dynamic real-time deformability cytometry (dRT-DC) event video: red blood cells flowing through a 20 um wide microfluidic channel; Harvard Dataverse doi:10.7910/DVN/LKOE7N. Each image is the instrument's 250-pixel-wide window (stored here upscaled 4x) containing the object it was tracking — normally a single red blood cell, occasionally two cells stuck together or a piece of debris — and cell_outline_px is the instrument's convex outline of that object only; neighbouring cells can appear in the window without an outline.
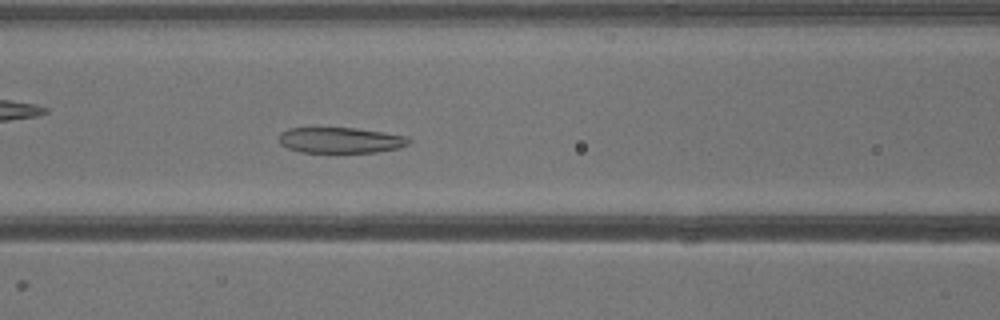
{"species": "common noctule bat (a hibernating species)", "species_latin": "Nyctalus noctula", "temperature_condition": "warm", "stored_images_in_passage": 40, "camera_frame_rate_fps": 3000, "um_per_image_px": 0.085, "animal": {"sex": "male", "body_mass_g": 13.3}, "frame": {"image": 1, "passage_image": 17, "time_ms": 5.333, "image_size_px": [1000, 320], "cell_outline_px": [[412, 140], [408, 144], [400, 148], [376, 152], [336, 156], [300, 152], [288, 148], [280, 144], [280, 132], [288, 128], [356, 128], [404, 136]], "centroid_in_image_um": [28.91, 11.98], "position_along_channel_um": 137.7, "area_um2": 20.4}}
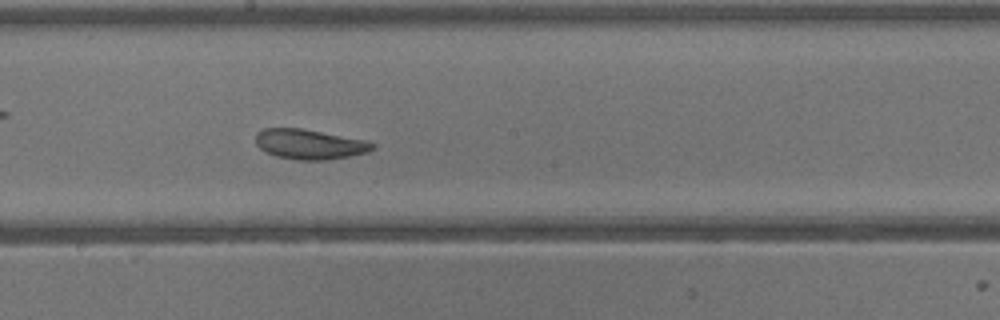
{"frame": {"image": 2, "passage_image": 22, "time_ms": 7.0, "image_size_px": [1000, 320], "cell_outline_px": [[376, 148], [368, 152], [348, 156], [324, 160], [296, 160], [276, 156], [264, 152], [256, 144], [256, 132], [264, 128], [300, 128], [364, 140], [376, 144]], "centroid_in_image_um": [26.28, 12.26], "position_along_channel_um": 221.9, "area_um2": 20.35}}
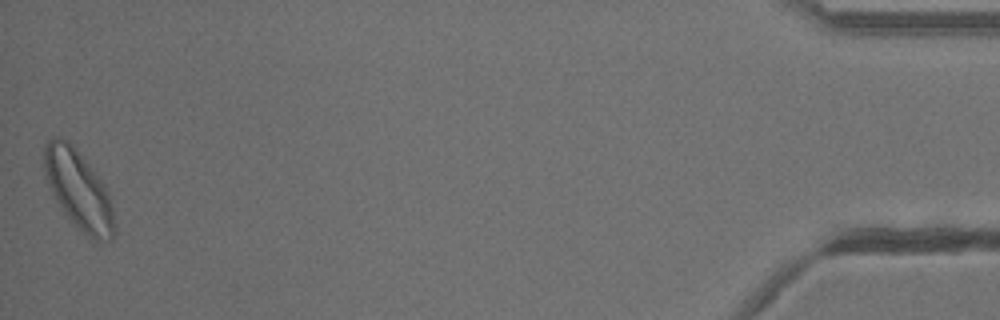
{"frame": {"image": 3, "passage_image": 40, "time_ms": 13.0, "image_size_px": [1000, 320], "cell_outline_px": [[116, 232], [112, 240], [96, 240], [88, 236], [68, 220], [56, 200], [44, 176], [44, 144], [52, 136], [56, 136], [68, 140], [72, 144], [96, 172], [104, 184], [108, 192], [116, 224]], "centroid_in_image_um": [6.68, 16.13], "position_along_channel_um": 428.5, "area_um2": 32.54}}